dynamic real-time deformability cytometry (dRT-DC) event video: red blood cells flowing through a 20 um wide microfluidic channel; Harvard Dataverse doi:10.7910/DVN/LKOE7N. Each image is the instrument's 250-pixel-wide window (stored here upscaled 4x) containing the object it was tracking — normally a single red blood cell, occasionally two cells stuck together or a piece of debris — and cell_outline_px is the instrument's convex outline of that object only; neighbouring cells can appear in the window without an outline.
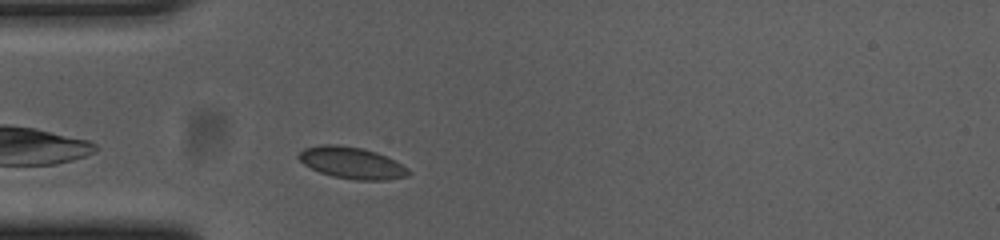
{"species": "common noctule bat (a hibernating species)", "species_latin": "Nyctalus noctula", "temperature_condition": "cold", "stored_images_in_passage": 34, "camera_frame_rate_fps": 3000, "um_per_image_px": 0.085, "animal": {"sex": "female", "body_mass_g": 23.0, "forearm_length_mm": 53.4}, "frame": {"image": 1, "passage_image": 4, "time_ms": 1.0, "image_size_px": [1000, 240], "cell_outline_px": [[412, 172], [408, 176], [384, 180], [356, 180], [332, 176], [320, 172], [304, 164], [296, 156], [304, 148], [324, 144], [336, 144], [360, 148], [376, 152], [408, 168]], "centroid_in_image_um": [29.89, 13.85], "position_along_channel_um": 55.1, "area_um2": 20.0}}
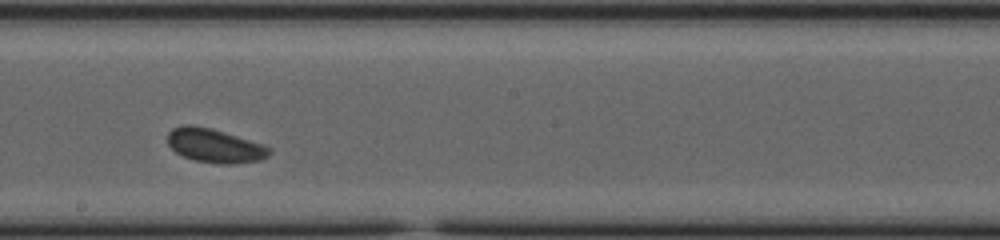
{"frame": {"image": 2, "passage_image": 19, "time_ms": 6.0, "image_size_px": [1000, 240], "cell_outline_px": [[272, 152], [268, 156], [260, 160], [236, 164], [216, 164], [192, 160], [176, 152], [168, 144], [168, 132], [172, 128], [184, 124], [192, 124], [212, 128], [264, 144], [272, 148]], "centroid_in_image_um": [18.27, 12.38], "position_along_channel_um": 229.9, "area_um2": 20.46}}
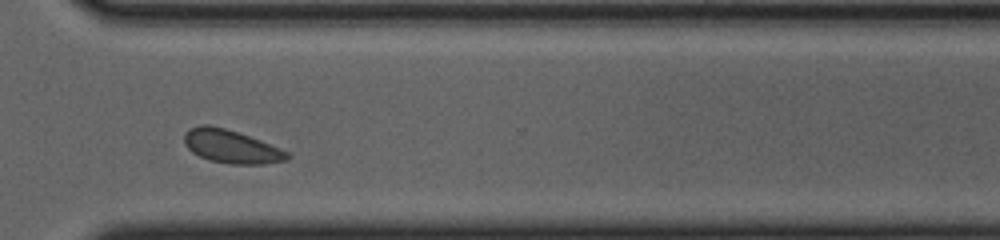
{"frame": {"image": 3, "passage_image": 29, "time_ms": 9.333, "image_size_px": [1000, 240], "cell_outline_px": [[292, 156], [288, 160], [264, 164], [228, 164], [208, 160], [192, 152], [184, 144], [184, 132], [188, 128], [200, 124], [208, 124], [224, 128], [260, 140], [292, 152]], "centroid_in_image_um": [19.67, 12.46], "position_along_channel_um": 350.9, "area_um2": 20.29}, "authors_computed_cell_mechanics": {"area_um2": 19.6809, "velocity_mm_per_s": 3.6159, "shape_relaxation_time_tau1_ms": 1.3357, "shape_relaxation_time_tau2_ms": null, "deformation_change_tau1": 0.0416, "deformation_change_tau2": null}}